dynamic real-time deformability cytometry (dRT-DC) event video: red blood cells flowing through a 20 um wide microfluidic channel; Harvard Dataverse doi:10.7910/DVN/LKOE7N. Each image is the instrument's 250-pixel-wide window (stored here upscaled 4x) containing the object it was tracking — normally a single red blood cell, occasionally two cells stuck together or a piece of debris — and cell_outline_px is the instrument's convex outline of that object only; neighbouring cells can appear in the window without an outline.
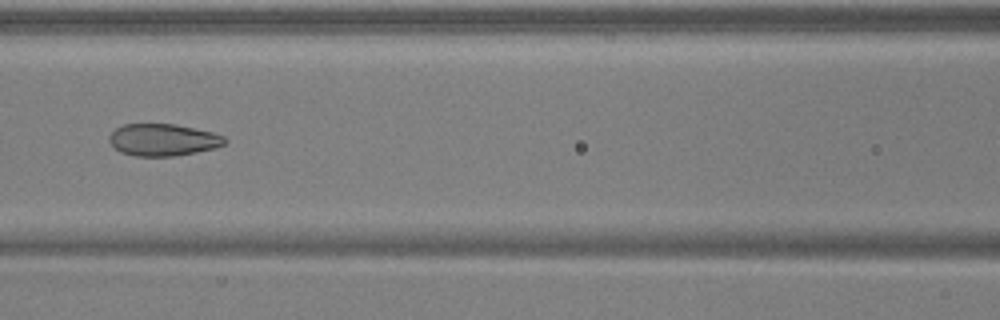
{"species": "common noctule bat (a hibernating species)", "species_latin": "Nyctalus noctula", "temperature_condition": "warm", "stored_images_in_passage": 51, "camera_frame_rate_fps": 3000, "um_per_image_px": 0.085, "animal": {"sex": "male", "body_mass_g": 17.9, "forearm_length_mm": 54.2}, "frame": {"image": 1, "passage_image": 23, "time_ms": 7.333, "image_size_px": [1000, 320], "cell_outline_px": [[228, 140], [224, 144], [212, 148], [196, 152], [176, 156], [136, 156], [120, 152], [108, 140], [108, 136], [116, 128], [124, 124], [176, 124], [212, 132], [224, 136]], "centroid_in_image_um": [13.85, 11.88], "position_along_channel_um": 152.8, "area_um2": 21.5}}
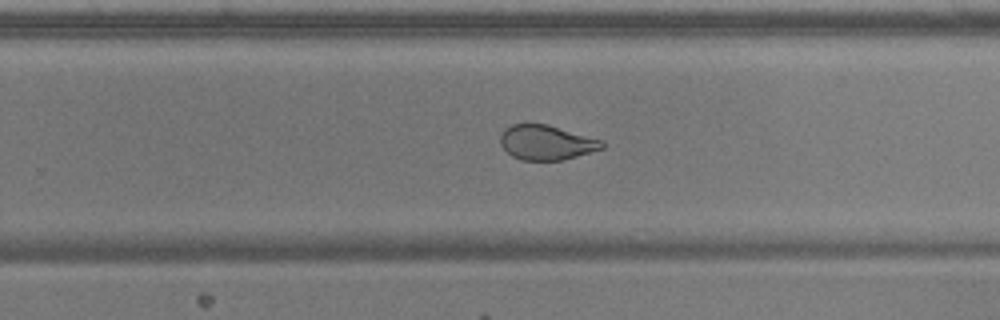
{"frame": {"image": 2, "passage_image": 33, "time_ms": 10.667, "image_size_px": [1000, 320], "cell_outline_px": [[604, 148], [564, 160], [520, 160], [512, 156], [500, 144], [500, 136], [504, 128], [512, 124], [528, 120], [548, 124], [604, 140]], "centroid_in_image_um": [46.42, 12.07], "position_along_channel_um": 283.4, "area_um2": 21.27}}
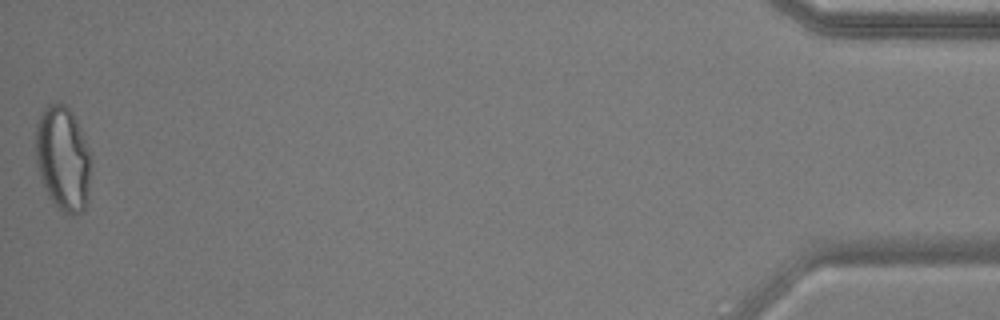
{"frame": {"image": 3, "passage_image": 51, "time_ms": 16.667, "image_size_px": [1000, 320], "cell_outline_px": [[88, 200], [84, 212], [72, 216], [64, 212], [48, 196], [44, 188], [36, 164], [36, 124], [44, 108], [48, 104], [60, 100], [72, 112], [76, 120], [84, 140], [88, 152]], "centroid_in_image_um": [5.31, 13.47], "position_along_channel_um": 429.9, "area_um2": 33.29}, "authors_computed_cell_mechanics": {"area_um2": 25.9522, "velocity_mm_per_s": 3.9311, "shape_relaxation_time_tau1_ms": null, "shape_relaxation_time_tau2_ms": 0.8568, "deformation_change_tau1": null, "deformation_change_tau2": 0.0623}}